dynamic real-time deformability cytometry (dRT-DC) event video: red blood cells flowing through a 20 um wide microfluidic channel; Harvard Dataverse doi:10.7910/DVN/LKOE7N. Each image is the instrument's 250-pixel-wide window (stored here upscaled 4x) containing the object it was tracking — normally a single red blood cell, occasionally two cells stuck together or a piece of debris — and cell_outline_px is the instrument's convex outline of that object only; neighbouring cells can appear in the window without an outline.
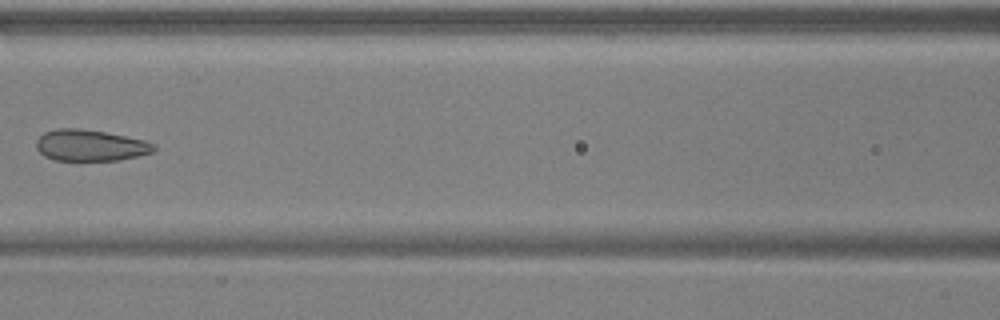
{"species": "common noctule bat (a hibernating species)", "species_latin": "Nyctalus noctula", "temperature_condition": "warm", "stored_images_in_passage": 6, "camera_frame_rate_fps": 3000, "um_per_image_px": 0.085, "animal": {"sex": "male", "body_mass_g": 17.9, "forearm_length_mm": 54.2}, "frame": {"image": 1, "passage_image": 6, "time_ms": 1.667, "image_size_px": [1000, 320], "cell_outline_px": [[156, 148], [152, 152], [120, 160], [56, 160], [44, 156], [36, 148], [36, 140], [44, 132], [56, 128], [80, 128], [104, 132], [144, 140], [152, 144]], "centroid_in_image_um": [7.62, 12.35], "position_along_channel_um": 159.0, "area_um2": 21.27}}